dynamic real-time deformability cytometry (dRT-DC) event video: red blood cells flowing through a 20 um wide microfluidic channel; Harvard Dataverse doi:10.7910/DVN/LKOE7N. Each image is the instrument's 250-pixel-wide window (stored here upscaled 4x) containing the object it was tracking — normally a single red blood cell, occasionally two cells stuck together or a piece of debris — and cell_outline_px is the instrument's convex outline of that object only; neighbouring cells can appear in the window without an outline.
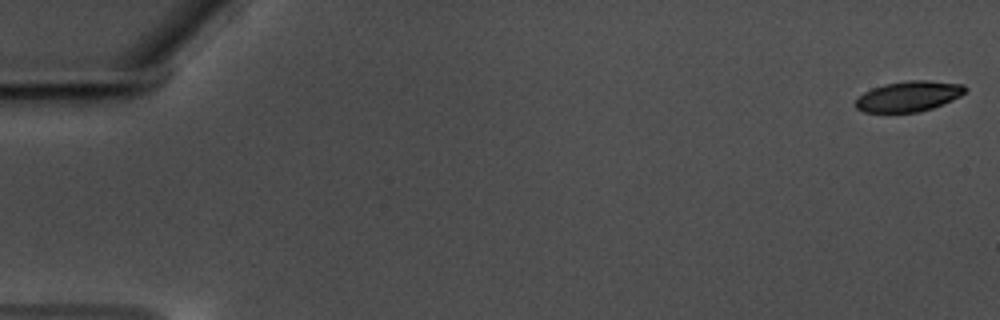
{"species": "common noctule bat (a hibernating species)", "species_latin": "Nyctalus noctula", "temperature_condition": "warm", "stored_images_in_passage": 59, "camera_frame_rate_fps": 3000, "um_per_image_px": 0.085, "animal": {"sex": "male", "body_mass_g": 17.5, "forearm_length_mm": 52.3}, "frame": {"image": 1, "passage_image": 1, "time_ms": 0.0, "image_size_px": [1000, 320], "cell_outline_px": [[968, 88], [960, 96], [952, 100], [932, 108], [916, 112], [864, 112], [856, 108], [856, 100], [864, 92], [872, 88], [884, 84], [908, 80], [928, 80], [964, 84]], "centroid_in_image_um": [77.25, 8.17], "position_along_channel_um": 7.7, "area_um2": 19.36}}
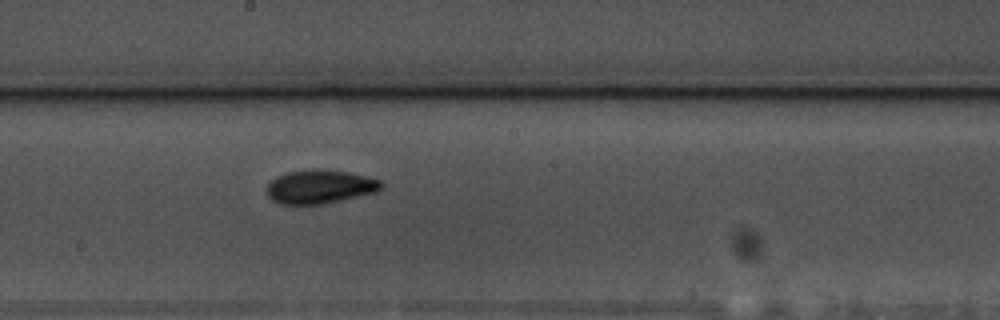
{"frame": {"image": 2, "passage_image": 33, "time_ms": 10.667, "image_size_px": [1000, 320], "cell_outline_px": [[384, 188], [376, 192], [324, 204], [280, 204], [272, 200], [268, 196], [264, 188], [276, 176], [288, 172], [312, 168], [316, 168], [348, 172], [380, 180], [384, 184]], "centroid_in_image_um": [27.17, 15.87], "position_along_channel_um": 221.0, "area_um2": 22.72}}
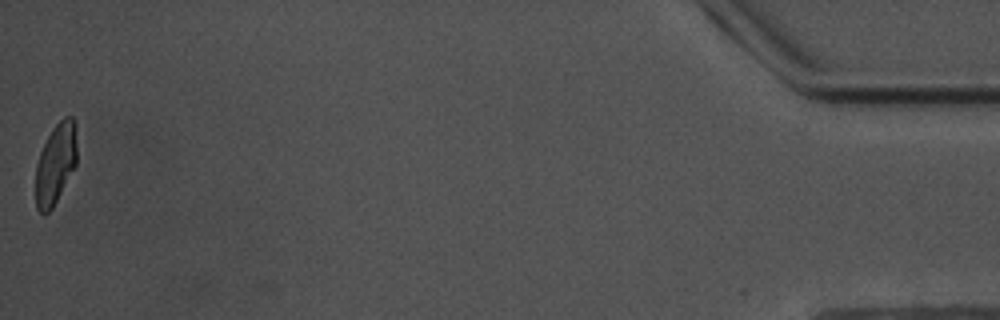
{"frame": {"image": 3, "passage_image": 59, "time_ms": 19.333, "image_size_px": [1000, 320], "cell_outline_px": [[76, 164], [52, 208], [44, 216], [36, 208], [36, 164], [40, 152], [52, 128], [64, 116], [72, 116], [76, 124]], "centroid_in_image_um": [4.72, 13.9], "position_along_channel_um": 430.5, "area_um2": 19.31}, "authors_computed_cell_mechanics": {"area_um2": 20.8658, "velocity_mm_per_s": 3.4948, "shape_relaxation_time_tau1_ms": 4.1089, "shape_relaxation_time_tau2_ms": 3.0555, "deformation_change_tau1": 0.128, "deformation_change_tau2": 0.0763}}